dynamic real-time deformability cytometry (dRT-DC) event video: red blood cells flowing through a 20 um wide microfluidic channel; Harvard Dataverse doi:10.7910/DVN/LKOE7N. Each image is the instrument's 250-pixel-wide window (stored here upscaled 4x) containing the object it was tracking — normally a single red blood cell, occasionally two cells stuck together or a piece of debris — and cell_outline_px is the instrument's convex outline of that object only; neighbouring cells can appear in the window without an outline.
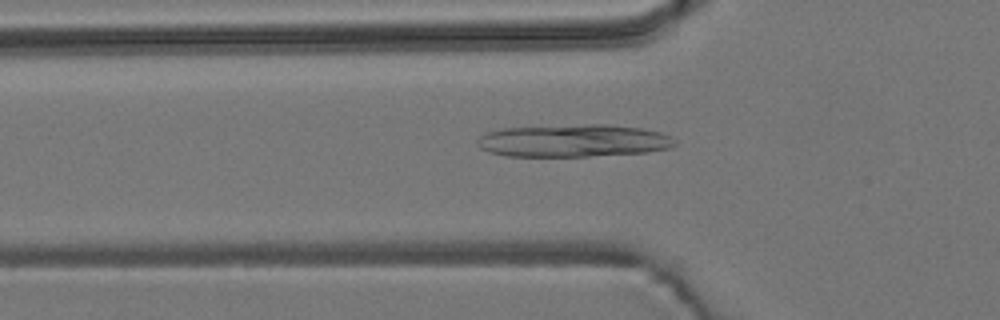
{"species": "common noctule bat (a hibernating species)", "species_latin": "Nyctalus noctula", "temperature_condition": "room temperature", "stored_images_in_passage": 45, "camera_frame_rate_fps": 3000, "um_per_image_px": 0.085, "animal": {"sex": "male", "body_mass_g": 19.2, "forearm_length_mm": 51.8}, "frame": {"image": 1, "passage_image": 10, "time_ms": 3.0, "image_size_px": [1000, 320], "cell_outline_px": [[676, 144], [672, 148], [648, 152], [588, 156], [508, 156], [488, 152], [480, 148], [476, 144], [476, 140], [484, 132], [500, 128], [588, 124], [608, 124], [640, 128], [660, 132], [672, 136], [676, 140]], "centroid_in_image_um": [48.73, 11.95], "position_along_channel_um": 77.1, "area_um2": 37.86}}
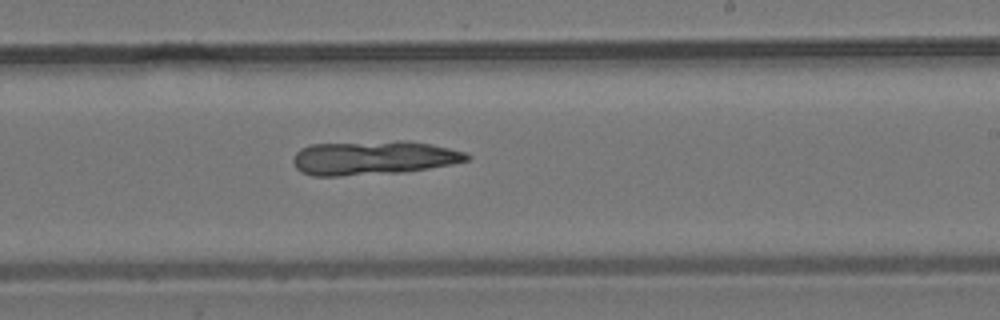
{"frame": {"image": 2, "passage_image": 24, "time_ms": 7.667, "image_size_px": [1000, 320], "cell_outline_px": [[472, 156], [468, 160], [452, 164], [404, 172], [340, 176], [312, 176], [300, 172], [296, 168], [292, 160], [296, 152], [300, 148], [312, 144], [396, 140], [408, 140], [432, 144], [464, 152]], "centroid_in_image_um": [31.72, 13.41], "position_along_channel_um": 257.3, "area_um2": 34.8}}
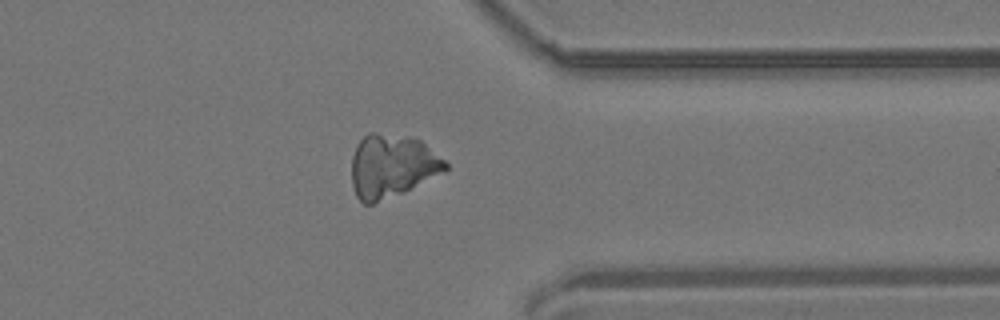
{"frame": {"image": 3, "passage_image": 34, "time_ms": 11.0, "image_size_px": [1000, 320], "cell_outline_px": [[448, 168], [444, 172], [404, 192], [372, 204], [364, 204], [356, 196], [352, 188], [352, 156], [356, 144], [368, 132], [376, 132], [412, 136], [420, 140], [444, 160], [448, 164]], "centroid_in_image_um": [33.29, 14.09], "position_along_channel_um": 378.1, "area_um2": 34.74}}